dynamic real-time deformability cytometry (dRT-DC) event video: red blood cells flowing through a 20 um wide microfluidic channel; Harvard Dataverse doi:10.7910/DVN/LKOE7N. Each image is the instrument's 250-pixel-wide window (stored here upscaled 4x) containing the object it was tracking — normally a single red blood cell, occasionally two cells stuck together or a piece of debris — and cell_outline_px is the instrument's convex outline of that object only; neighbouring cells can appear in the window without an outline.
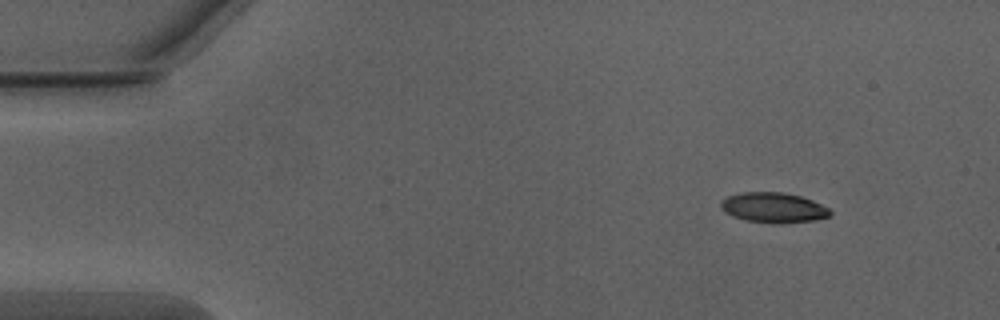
{"species": "Egyptian fruit bat (a non-hibernating species)", "species_latin": "Rousettus aegyptiacus", "temperature_condition": "warm", "stored_images_in_passage": 46, "camera_frame_rate_fps": 3000, "um_per_image_px": 0.085, "animal": {"sex": "male"}, "frame": {"image": 1, "passage_image": 1, "time_ms": 0.0, "image_size_px": [1000, 320], "cell_outline_px": [[832, 212], [828, 216], [816, 220], [744, 220], [732, 216], [724, 212], [720, 208], [720, 200], [728, 196], [744, 192], [784, 192], [800, 196], [812, 200], [828, 208]], "centroid_in_image_um": [65.68, 17.58], "position_along_channel_um": 19.3, "area_um2": 18.26}}
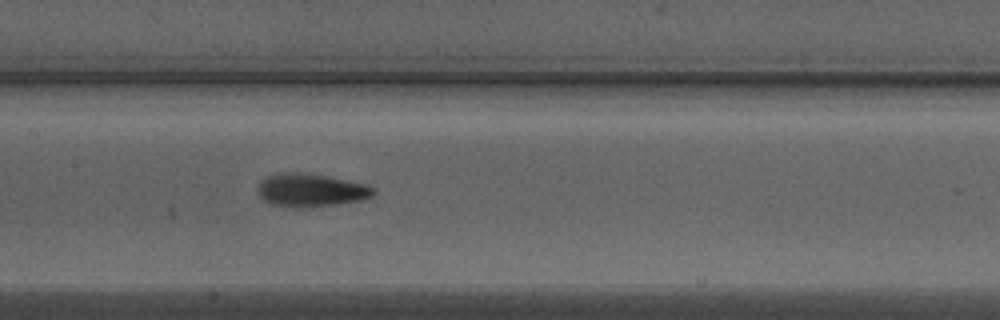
{"frame": {"image": 2, "passage_image": 20, "time_ms": 6.333, "image_size_px": [1000, 320], "cell_outline_px": [[376, 192], [372, 196], [364, 200], [336, 204], [272, 204], [264, 200], [256, 192], [256, 188], [260, 180], [268, 176], [284, 172], [288, 172], [324, 176], [368, 184], [376, 188]], "centroid_in_image_um": [26.46, 16.12], "position_along_channel_um": 180.9, "area_um2": 21.33}}
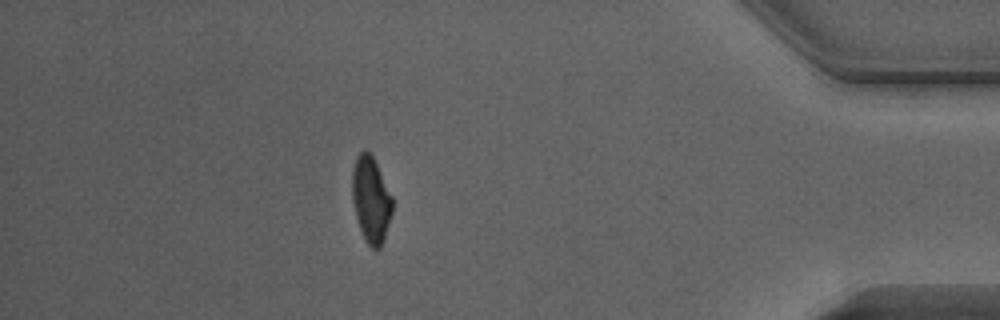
{"frame": {"image": 3, "passage_image": 40, "time_ms": 13.0, "image_size_px": [1000, 320], "cell_outline_px": [[392, 212], [384, 240], [380, 248], [372, 248], [364, 240], [356, 216], [352, 200], [352, 172], [356, 160], [360, 152], [368, 152], [372, 156], [392, 196]], "centroid_in_image_um": [31.53, 17.02], "position_along_channel_um": 403.7, "area_um2": 19.77}, "authors_computed_cell_mechanics": {"area_um2": 20.5479, "velocity_mm_per_s": 4.0436, "shape_relaxation_time_tau1_ms": 6.8731, "shape_relaxation_time_tau2_ms": 2.5565, "deformation_change_tau1": 0.2169, "deformation_change_tau2": 0.1049}}